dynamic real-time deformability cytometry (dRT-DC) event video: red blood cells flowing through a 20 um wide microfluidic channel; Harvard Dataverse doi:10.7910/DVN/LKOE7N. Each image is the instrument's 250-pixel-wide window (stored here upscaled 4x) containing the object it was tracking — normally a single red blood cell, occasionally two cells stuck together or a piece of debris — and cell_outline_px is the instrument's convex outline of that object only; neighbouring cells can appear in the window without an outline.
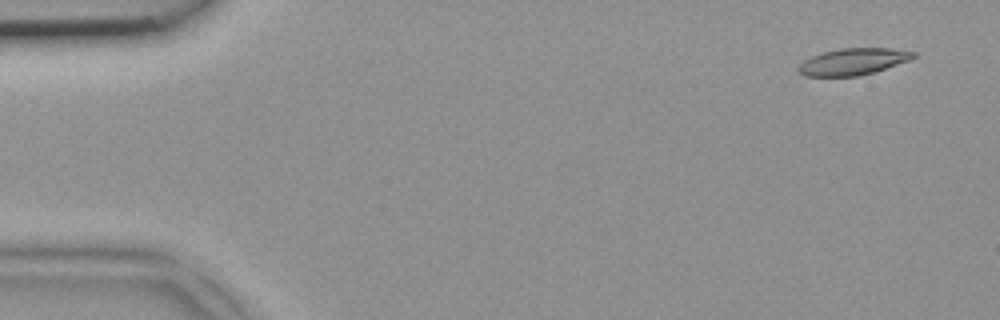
{"species": "common noctule bat (a hibernating species)", "species_latin": "Nyctalus noctula", "temperature_condition": "room temperature", "stored_images_in_passage": 4, "camera_frame_rate_fps": 3000, "um_per_image_px": 0.085, "animal": {"sex": "female", "body_mass_g": 18.4}, "frame": {"image": 1, "passage_image": 1, "time_ms": 0.0, "image_size_px": [1000, 320], "cell_outline_px": [[916, 56], [912, 60], [860, 76], [804, 76], [796, 68], [804, 60], [812, 56], [824, 52], [840, 48], [892, 48], [916, 52]], "centroid_in_image_um": [72.55, 5.23], "position_along_channel_um": 12.5, "area_um2": 17.92}}
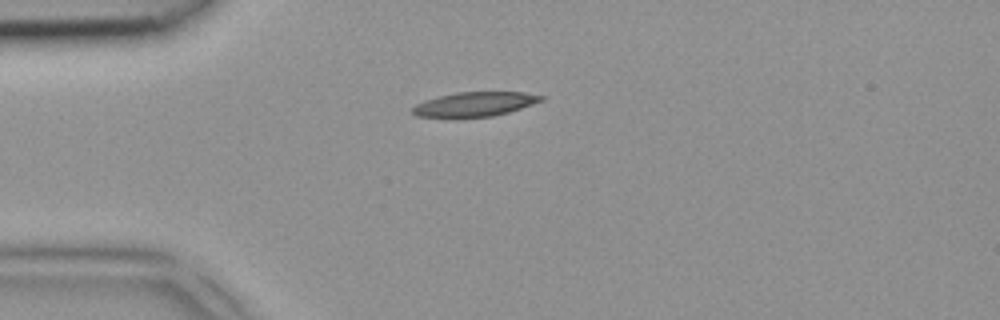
{"frame": {"image": 2, "passage_image": 3, "time_ms": 0.667, "image_size_px": [1000, 320], "cell_outline_px": [[544, 100], [508, 112], [492, 116], [456, 120], [416, 116], [412, 112], [412, 108], [416, 104], [424, 100], [456, 92], [524, 92], [544, 96]], "centroid_in_image_um": [40.27, 8.9], "position_along_channel_um": 44.7, "area_um2": 18.9}}